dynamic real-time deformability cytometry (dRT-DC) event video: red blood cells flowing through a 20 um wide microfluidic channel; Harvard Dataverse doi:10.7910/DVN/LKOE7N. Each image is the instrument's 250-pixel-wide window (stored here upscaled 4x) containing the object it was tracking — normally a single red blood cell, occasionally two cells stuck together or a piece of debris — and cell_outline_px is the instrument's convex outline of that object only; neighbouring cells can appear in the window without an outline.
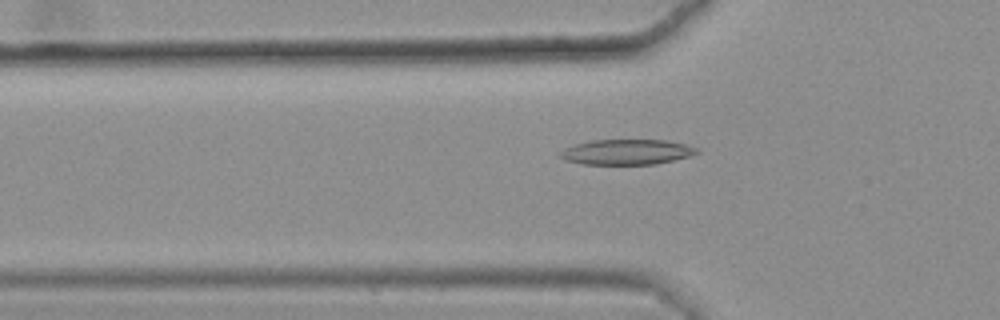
{"species": "common noctule bat (a hibernating species)", "species_latin": "Nyctalus noctula", "temperature_condition": "warm", "stored_images_in_passage": 44, "camera_frame_rate_fps": 3000, "um_per_image_px": 0.085, "animal": {"sex": "female", "body_mass_g": 25.1}, "frame": {"image": 1, "passage_image": 12, "time_ms": 3.667, "image_size_px": [1000, 320], "cell_outline_px": [[700, 152], [688, 156], [656, 164], [580, 164], [564, 160], [556, 156], [564, 148], [588, 140], [668, 140], [684, 144], [696, 148]], "centroid_in_image_um": [53.19, 12.92], "position_along_channel_um": 72.6, "area_um2": 20.17}}
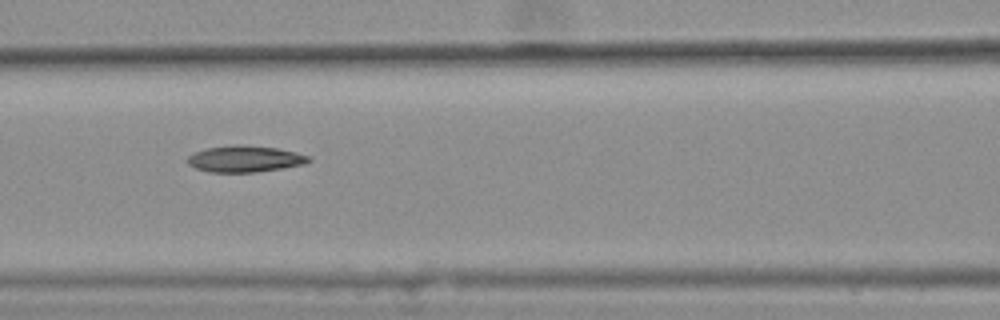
{"frame": {"image": 2, "passage_image": 18, "time_ms": 5.667, "image_size_px": [1000, 320], "cell_outline_px": [[312, 160], [304, 164], [256, 172], [208, 172], [196, 168], [188, 164], [184, 160], [188, 156], [204, 148], [240, 144], [276, 148], [296, 152], [308, 156]], "centroid_in_image_um": [20.77, 13.5], "position_along_channel_um": 145.8, "area_um2": 18.61}}
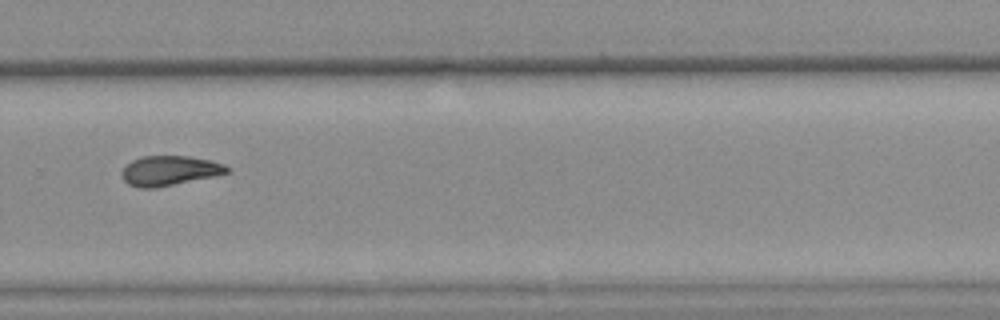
{"frame": {"image": 3, "passage_image": 32, "time_ms": 10.333, "image_size_px": [1000, 320], "cell_outline_px": [[232, 172], [156, 188], [140, 188], [128, 184], [124, 180], [120, 172], [132, 160], [144, 156], [188, 156], [208, 160], [224, 164], [232, 168]], "centroid_in_image_um": [14.43, 14.51], "position_along_channel_um": 315.4, "area_um2": 18.21}, "authors_computed_cell_mechanics": {"area_um2": 18.6116, "velocity_mm_per_s": 3.6368, "shape_relaxation_time_tau1_ms": null, "shape_relaxation_time_tau2_ms": 6.864, "deformation_change_tau1": null, "deformation_change_tau2": 0.141}}